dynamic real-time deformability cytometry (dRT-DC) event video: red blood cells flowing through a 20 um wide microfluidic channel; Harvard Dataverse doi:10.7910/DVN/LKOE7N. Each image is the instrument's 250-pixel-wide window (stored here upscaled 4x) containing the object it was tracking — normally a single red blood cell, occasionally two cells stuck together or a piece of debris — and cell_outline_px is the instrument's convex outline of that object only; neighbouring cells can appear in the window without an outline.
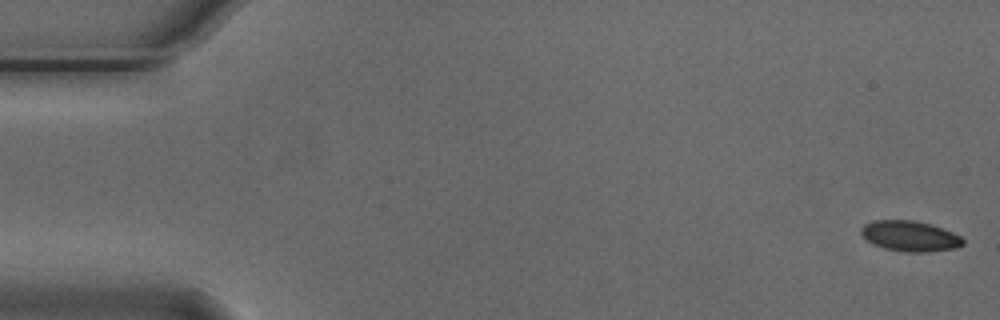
{"species": "Egyptian fruit bat (a non-hibernating species)", "species_latin": "Rousettus aegyptiacus", "temperature_condition": "cold", "stored_images_in_passage": 52, "camera_frame_rate_fps": 3000, "um_per_image_px": 0.085, "animal": {"sex": "male"}, "frame": {"image": 1, "passage_image": 1, "time_ms": 0.0, "image_size_px": [1000, 320], "cell_outline_px": [[964, 244], [956, 248], [928, 252], [904, 252], [884, 248], [872, 244], [860, 232], [860, 228], [864, 224], [872, 220], [912, 220], [928, 224], [952, 232], [960, 236], [964, 240]], "centroid_in_image_um": [77.32, 20.07], "position_along_channel_um": 7.7, "area_um2": 18.03}}
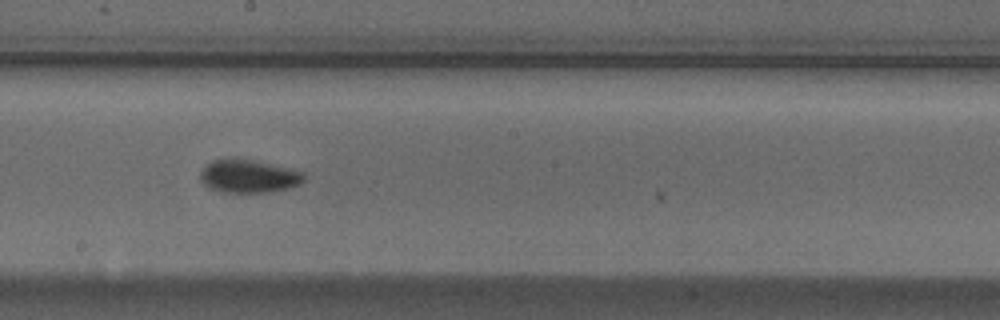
{"frame": {"image": 2, "passage_image": 30, "time_ms": 9.667, "image_size_px": [1000, 320], "cell_outline_px": [[304, 180], [300, 184], [288, 188], [268, 192], [220, 192], [208, 188], [200, 180], [200, 172], [212, 160], [236, 156], [304, 172]], "centroid_in_image_um": [21.09, 14.96], "position_along_channel_um": 227.1, "area_um2": 20.17}}
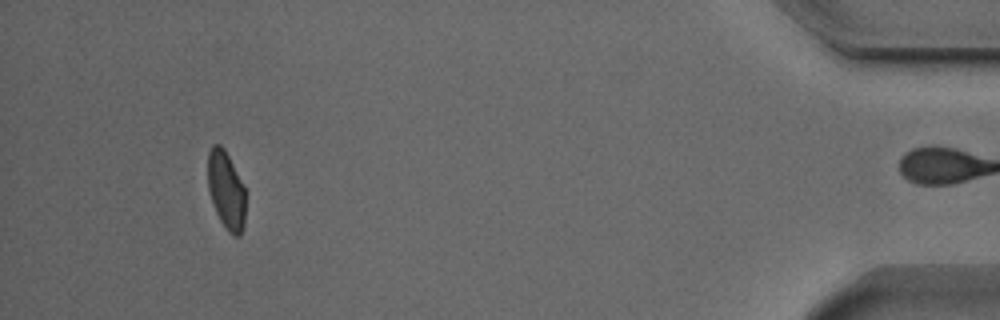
{"frame": {"image": 3, "passage_image": 51, "time_ms": 16.667, "image_size_px": [1000, 320], "cell_outline_px": [[244, 224], [240, 236], [232, 236], [228, 232], [220, 220], [216, 212], [208, 188], [208, 152], [212, 144], [220, 144], [224, 148], [244, 188]], "centroid_in_image_um": [19.2, 16.18], "position_along_channel_um": 416.0, "area_um2": 16.82}, "authors_computed_cell_mechanics": {"area_um2": 18.8139, "velocity_mm_per_s": 3.7383, "shape_relaxation_time_tau1_ms": 3.5665, "shape_relaxation_time_tau2_ms": 5.4028, "deformation_change_tau1": 0.0986, "deformation_change_tau2": 0.0594}}